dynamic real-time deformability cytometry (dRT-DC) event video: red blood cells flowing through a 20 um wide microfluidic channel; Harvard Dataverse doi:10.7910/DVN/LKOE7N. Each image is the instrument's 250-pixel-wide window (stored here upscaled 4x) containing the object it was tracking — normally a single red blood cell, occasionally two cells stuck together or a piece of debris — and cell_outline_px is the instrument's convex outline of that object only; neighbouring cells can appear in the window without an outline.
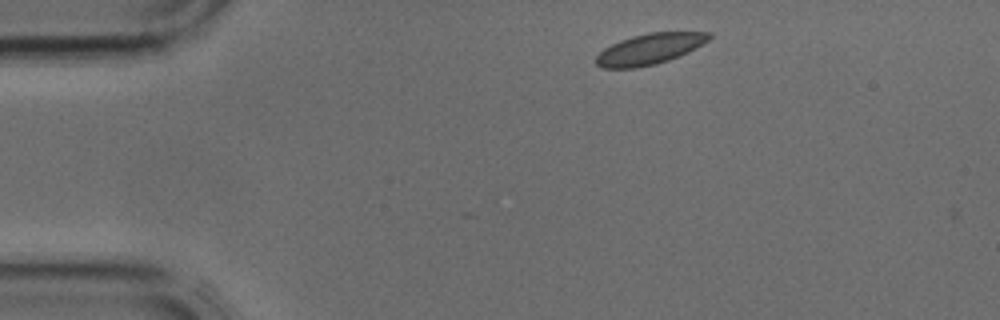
{"species": "common noctule bat (a hibernating species)", "species_latin": "Nyctalus noctula", "temperature_condition": "cold", "stored_images_in_passage": 2, "camera_frame_rate_fps": 3000, "um_per_image_px": 0.085, "animal": {"sex": "male", "body_mass_g": 17.9, "forearm_length_mm": 54.2}, "frame": {"image": 1, "passage_image": 1, "time_ms": 0.0, "image_size_px": [1000, 320], "cell_outline_px": [[712, 36], [708, 40], [688, 52], [668, 60], [656, 64], [636, 68], [604, 68], [596, 64], [596, 56], [604, 48], [620, 40], [632, 36], [648, 32], [712, 32]], "centroid_in_image_um": [55.21, 4.16], "position_along_channel_um": 29.8, "area_um2": 20.17}}
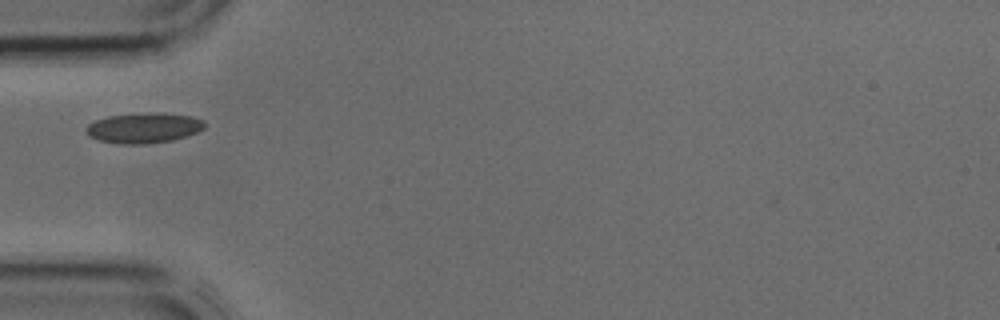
{"frame": {"image": 2, "passage_image": 2, "time_ms": 0.333, "image_size_px": [1000, 320], "cell_outline_px": [[208, 124], [204, 128], [196, 132], [172, 140], [144, 144], [120, 144], [100, 140], [88, 136], [84, 128], [88, 124], [96, 120], [108, 116], [148, 112], [160, 112], [192, 116], [204, 120]], "centroid_in_image_um": [12.23, 10.86], "position_along_channel_um": 72.8, "area_um2": 21.04}}